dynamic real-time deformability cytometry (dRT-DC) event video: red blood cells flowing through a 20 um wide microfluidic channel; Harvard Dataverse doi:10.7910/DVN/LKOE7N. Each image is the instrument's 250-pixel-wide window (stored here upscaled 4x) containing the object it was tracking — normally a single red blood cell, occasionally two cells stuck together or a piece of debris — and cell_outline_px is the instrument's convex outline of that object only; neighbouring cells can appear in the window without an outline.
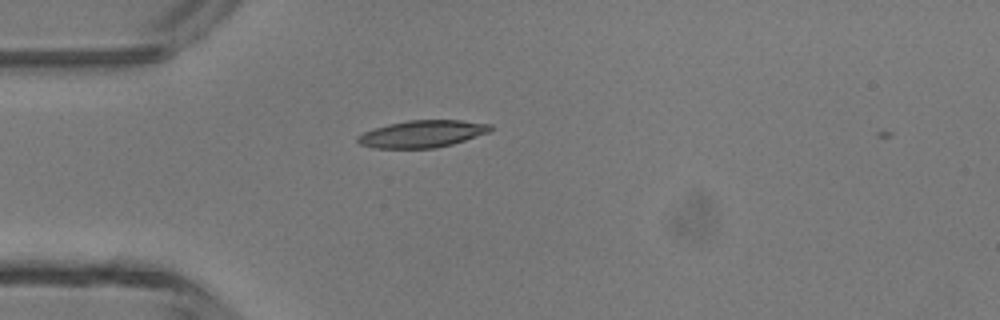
{"species": "common noctule bat (a hibernating species)", "species_latin": "Nyctalus noctula", "temperature_condition": "room temperature", "stored_images_in_passage": 33, "camera_frame_rate_fps": 3000, "um_per_image_px": 0.085, "animal": {"sex": "male", "body_mass_g": 13.3}, "frame": {"image": 1, "passage_image": 2, "time_ms": 0.333, "image_size_px": [1000, 320], "cell_outline_px": [[492, 128], [488, 132], [452, 144], [436, 148], [372, 148], [360, 144], [356, 140], [356, 136], [364, 132], [388, 124], [408, 120], [460, 120], [492, 124]], "centroid_in_image_um": [35.86, 11.38], "position_along_channel_um": 49.1, "area_um2": 20.87}}
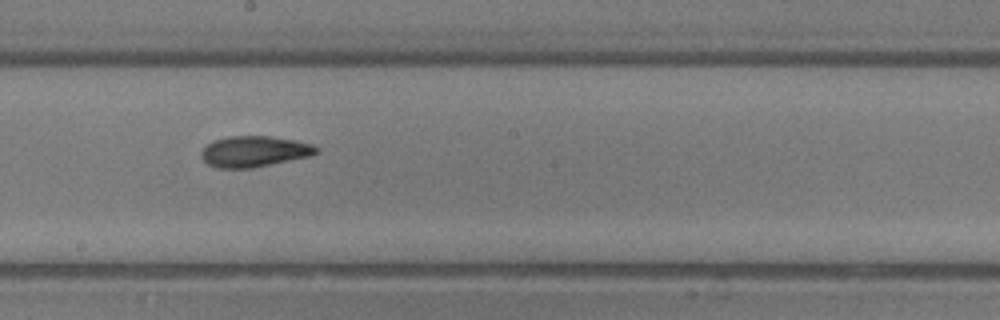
{"frame": {"image": 2, "passage_image": 15, "time_ms": 4.667, "image_size_px": [1000, 320], "cell_outline_px": [[320, 152], [312, 156], [252, 168], [216, 168], [208, 164], [200, 156], [200, 152], [212, 140], [228, 136], [268, 136], [296, 140], [312, 144], [320, 148]], "centroid_in_image_um": [21.64, 12.87], "position_along_channel_um": 226.6, "area_um2": 20.98}}
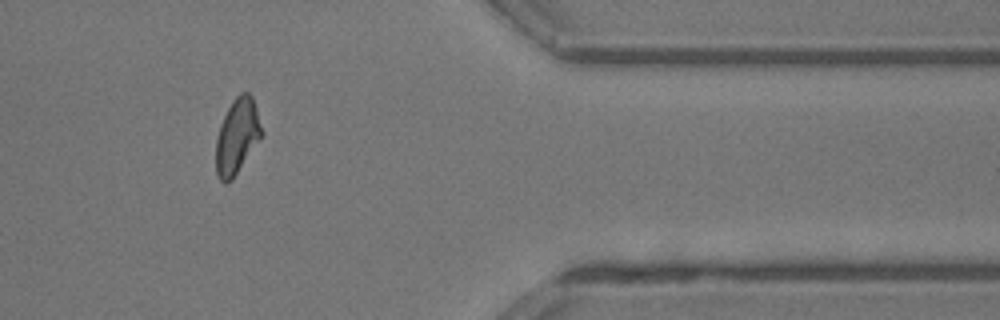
{"frame": {"image": 3, "passage_image": 28, "time_ms": 9.0, "image_size_px": [1000, 320], "cell_outline_px": [[264, 132], [232, 180], [224, 184], [220, 180], [216, 172], [216, 140], [220, 124], [232, 100], [240, 92], [248, 92], [252, 96]], "centroid_in_image_um": [20.15, 11.57], "position_along_channel_um": 391.3, "area_um2": 19.94}, "authors_computed_cell_mechanics": {"area_um2": 20.6346, "velocity_mm_per_s": 4.3751, "shape_relaxation_time_tau1_ms": 3.7317, "shape_relaxation_time_tau2_ms": 2.51, "deformation_change_tau1": 0.1292, "deformation_change_tau2": 0.0902}}